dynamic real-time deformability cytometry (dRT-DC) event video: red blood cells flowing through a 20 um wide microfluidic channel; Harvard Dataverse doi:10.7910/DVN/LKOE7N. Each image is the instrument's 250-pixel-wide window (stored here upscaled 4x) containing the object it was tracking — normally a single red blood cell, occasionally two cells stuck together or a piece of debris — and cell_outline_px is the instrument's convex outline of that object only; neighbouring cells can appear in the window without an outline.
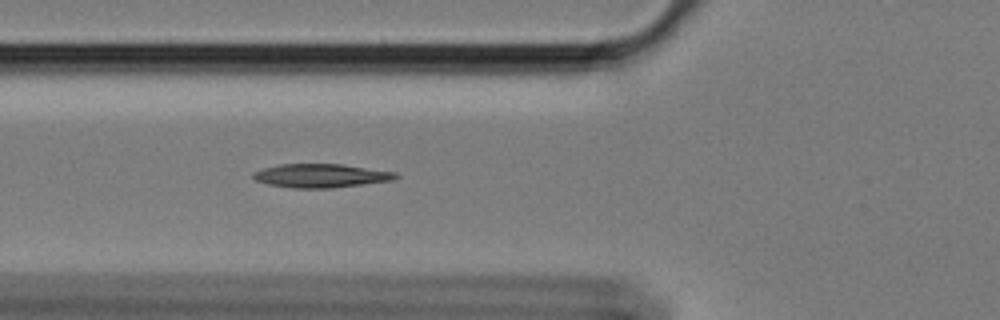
{"species": "Egyptian fruit bat (a non-hibernating species)", "species_latin": "Rousettus aegyptiacus", "temperature_condition": "cold", "stored_images_in_passage": 58, "camera_frame_rate_fps": 3000, "um_per_image_px": 0.085, "animal": {"sex": "female"}, "frame": {"image": 1, "passage_image": 21, "time_ms": 6.667, "image_size_px": [1000, 320], "cell_outline_px": [[400, 176], [392, 180], [332, 188], [292, 188], [268, 184], [256, 180], [252, 176], [252, 172], [260, 168], [280, 164], [340, 164], [396, 172]], "centroid_in_image_um": [27.23, 14.93], "position_along_channel_um": 98.6, "area_um2": 19.65}}
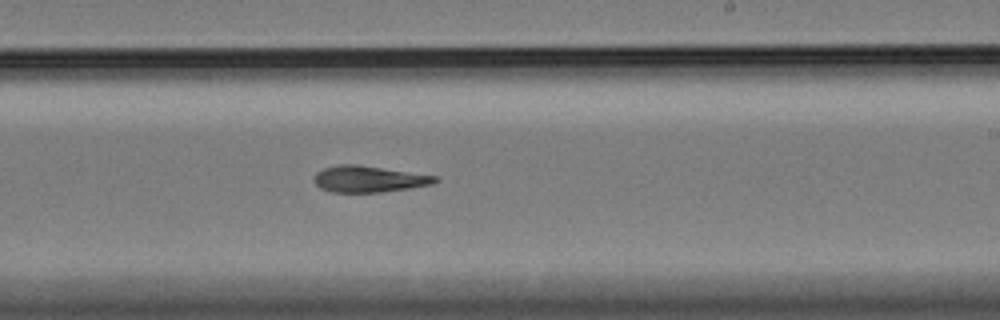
{"frame": {"image": 2, "passage_image": 35, "time_ms": 11.333, "image_size_px": [1000, 320], "cell_outline_px": [[440, 180], [432, 184], [408, 188], [380, 192], [328, 192], [320, 188], [312, 180], [316, 172], [324, 168], [336, 164], [356, 164], [436, 176]], "centroid_in_image_um": [31.28, 15.22], "position_along_channel_um": 257.7, "area_um2": 18.55}}
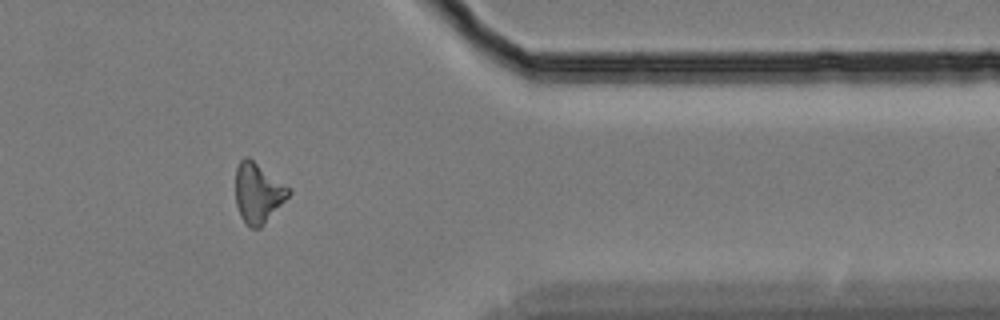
{"frame": {"image": 3, "passage_image": 48, "time_ms": 15.667, "image_size_px": [1000, 320], "cell_outline_px": [[292, 192], [264, 224], [260, 228], [248, 228], [240, 216], [236, 204], [236, 168], [240, 160], [244, 156], [248, 156], [292, 188]], "centroid_in_image_um": [21.94, 16.39], "position_along_channel_um": 389.5, "area_um2": 18.79}}